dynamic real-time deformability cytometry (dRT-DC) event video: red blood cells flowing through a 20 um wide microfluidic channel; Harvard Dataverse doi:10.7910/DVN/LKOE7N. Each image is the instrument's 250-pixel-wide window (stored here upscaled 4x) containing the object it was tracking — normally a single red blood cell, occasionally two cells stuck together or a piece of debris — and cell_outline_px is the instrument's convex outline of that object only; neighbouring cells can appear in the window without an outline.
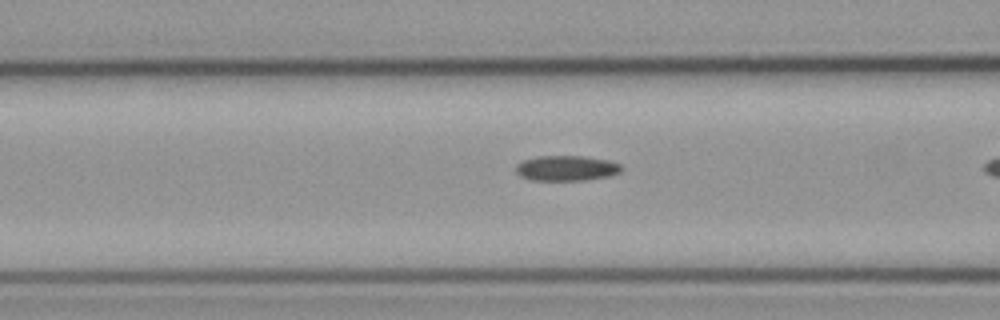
{"species": "common noctule bat (a hibernating species)", "species_latin": "Nyctalus noctula", "temperature_condition": "cold", "stored_images_in_passage": 5, "camera_frame_rate_fps": 3000, "um_per_image_px": 0.085, "animal": {"sex": "male", "body_mass_g": 23.1, "forearm_length_mm": 52.7}, "frame": {"image": 1, "passage_image": 4, "time_ms": 1.0, "image_size_px": [1000, 320], "cell_outline_px": [[624, 168], [620, 172], [608, 176], [588, 180], [532, 180], [520, 176], [516, 172], [516, 164], [524, 160], [536, 156], [584, 156], [608, 160], [620, 164]], "centroid_in_image_um": [48.15, 14.29], "position_along_channel_um": 118.4, "area_um2": 15.61}}